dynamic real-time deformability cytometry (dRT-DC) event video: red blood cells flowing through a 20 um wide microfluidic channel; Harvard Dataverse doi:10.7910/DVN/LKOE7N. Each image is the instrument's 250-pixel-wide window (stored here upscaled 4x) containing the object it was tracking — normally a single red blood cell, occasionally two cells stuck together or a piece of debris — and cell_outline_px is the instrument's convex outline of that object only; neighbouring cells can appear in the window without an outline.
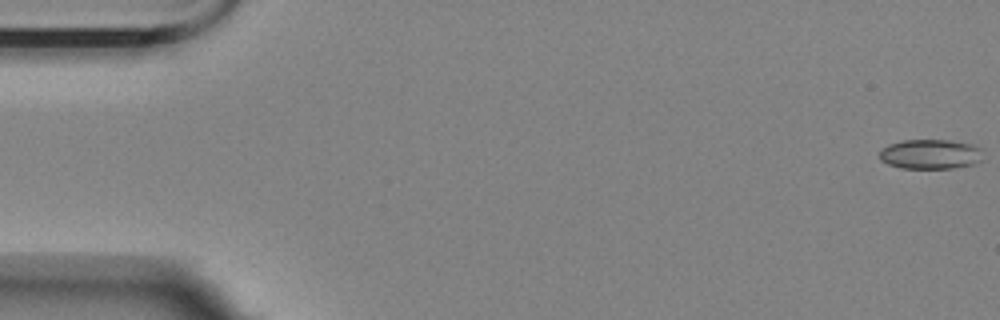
{"species": "Egyptian fruit bat (a non-hibernating species)", "species_latin": "Rousettus aegyptiacus", "temperature_condition": "room temperature", "stored_images_in_passage": 7, "camera_frame_rate_fps": 3000, "um_per_image_px": 0.085, "animal": {"sex": "female"}, "frame": {"image": 1, "passage_image": 1, "time_ms": 0.0, "image_size_px": [1000, 320], "cell_outline_px": [[984, 160], [972, 164], [952, 168], [900, 168], [888, 164], [880, 160], [880, 152], [888, 144], [904, 140], [948, 140], [976, 144], [980, 148]], "centroid_in_image_um": [79.12, 13.1], "position_along_channel_um": 5.9, "area_um2": 18.03}}
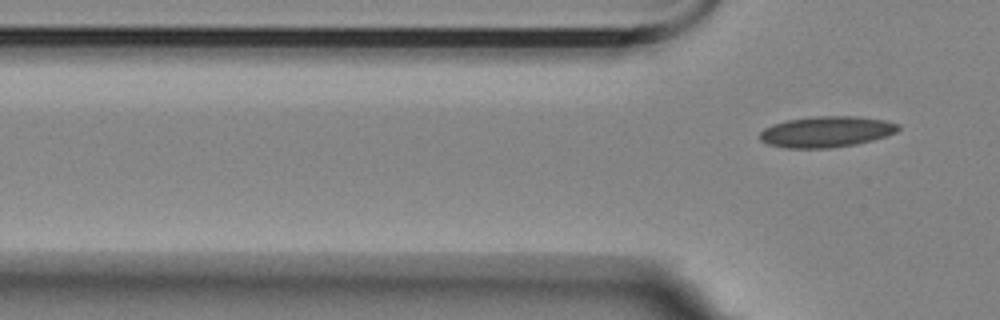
{"frame": {"image": 2, "passage_image": 7, "time_ms": 7.667, "image_size_px": [1000, 320], "cell_outline_px": [[900, 128], [896, 132], [872, 140], [856, 144], [832, 148], [784, 148], [768, 144], [760, 140], [756, 136], [764, 128], [772, 124], [784, 120], [812, 116], [856, 116], [884, 120], [900, 124]], "centroid_in_image_um": [70.18, 11.19], "position_along_channel_um": 55.6, "area_um2": 25.26}}